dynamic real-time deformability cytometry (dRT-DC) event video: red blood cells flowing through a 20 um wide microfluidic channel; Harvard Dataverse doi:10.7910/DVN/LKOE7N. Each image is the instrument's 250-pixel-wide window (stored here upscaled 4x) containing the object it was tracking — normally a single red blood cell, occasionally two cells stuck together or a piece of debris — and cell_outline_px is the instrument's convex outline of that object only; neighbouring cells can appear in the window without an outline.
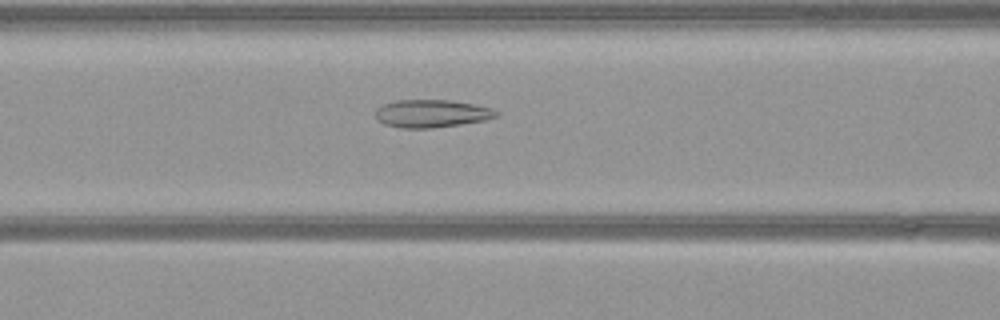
{"species": "common noctule bat (a hibernating species)", "species_latin": "Nyctalus noctula", "temperature_condition": "warm", "stored_images_in_passage": 36, "camera_frame_rate_fps": 3000, "um_per_image_px": 0.085, "animal": {"sex": "female", "body_mass_g": 21.9}, "frame": {"image": 1, "passage_image": 10, "time_ms": 3.0, "image_size_px": [1000, 320], "cell_outline_px": [[500, 116], [488, 120], [432, 128], [400, 128], [384, 124], [376, 120], [376, 108], [384, 104], [396, 100], [452, 100], [476, 104], [492, 108], [500, 112]], "centroid_in_image_um": [36.74, 9.65], "position_along_channel_um": 129.9, "area_um2": 19.88}}
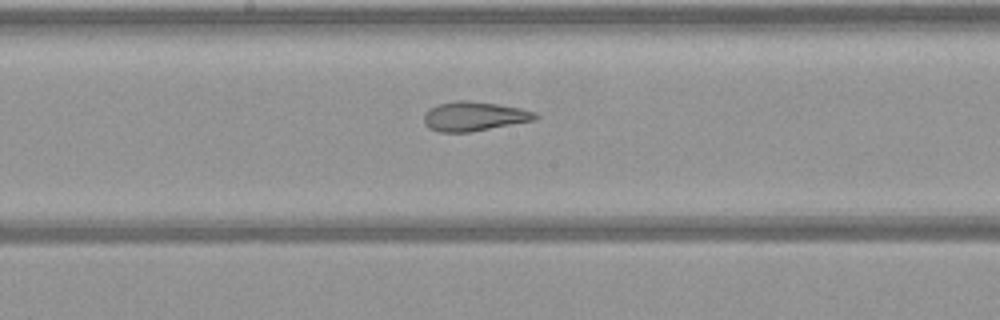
{"frame": {"image": 2, "passage_image": 16, "time_ms": 5.0, "image_size_px": [1000, 320], "cell_outline_px": [[540, 116], [536, 120], [468, 132], [440, 132], [428, 128], [424, 124], [424, 112], [428, 108], [440, 104], [456, 100], [464, 100], [496, 104], [520, 108], [536, 112]], "centroid_in_image_um": [40.29, 9.89], "position_along_channel_um": 207.9, "area_um2": 19.02}}
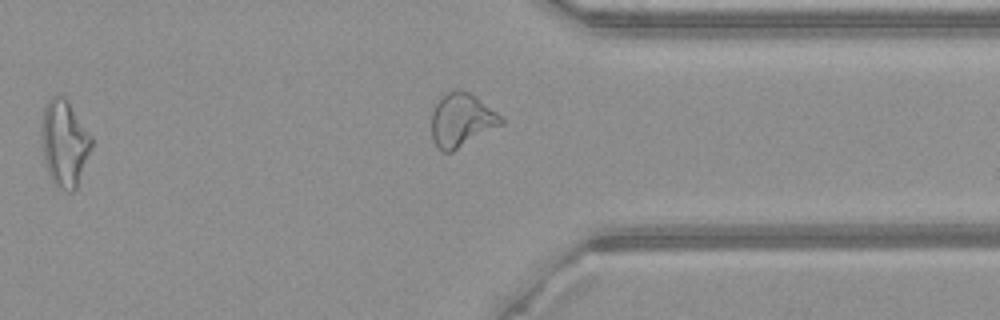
{"frame": {"image": 3, "passage_image": 29, "time_ms": 9.333, "image_size_px": [1000, 320], "cell_outline_px": [[92, 148], [76, 188], [72, 192], [68, 192], [60, 188], [52, 180], [48, 172], [44, 160], [40, 132], [40, 128], [44, 108], [48, 100], [52, 96], [64, 96], [68, 100], [92, 136]], "centroid_in_image_um": [5.47, 12.15], "position_along_channel_um": 405.9, "area_um2": 25.32}}